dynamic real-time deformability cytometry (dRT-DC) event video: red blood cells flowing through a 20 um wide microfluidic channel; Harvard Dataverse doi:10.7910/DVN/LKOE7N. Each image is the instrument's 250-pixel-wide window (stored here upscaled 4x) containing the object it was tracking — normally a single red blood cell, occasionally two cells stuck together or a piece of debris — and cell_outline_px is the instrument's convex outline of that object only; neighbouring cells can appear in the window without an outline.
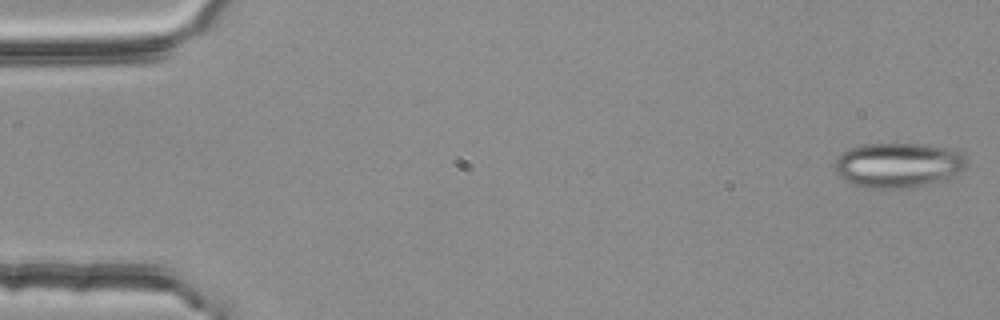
{"species": "common noctule bat (a hibernating species)", "species_latin": "Nyctalus noctula", "temperature_condition": "room temperature", "stored_images_in_passage": 17, "camera_frame_rate_fps": 3000, "um_per_image_px": 0.085, "animal": {"sex": "female", "body_mass_g": 25.1}, "frame": {"image": 1, "passage_image": 1, "time_ms": 0.0, "image_size_px": [1000, 320], "cell_outline_px": [[968, 164], [964, 168], [940, 180], [908, 188], [868, 188], [852, 184], [836, 176], [836, 156], [848, 148], [860, 144], [928, 144], [952, 148], [960, 152], [968, 160]], "centroid_in_image_um": [76.3, 14.01], "position_along_channel_um": 8.7, "area_um2": 34.56}}
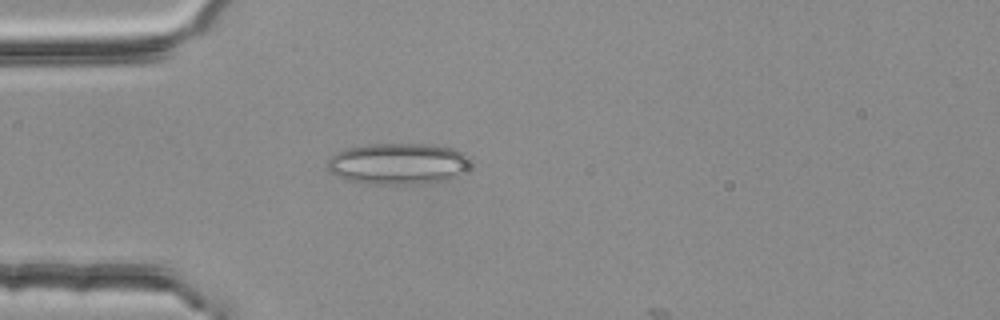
{"frame": {"image": 2, "passage_image": 15, "time_ms": 4.667, "image_size_px": [1000, 320], "cell_outline_px": [[472, 164], [460, 176], [444, 180], [420, 184], [364, 184], [348, 180], [336, 176], [328, 168], [328, 160], [336, 152], [348, 148], [368, 144], [432, 144], [456, 148], [472, 156]], "centroid_in_image_um": [33.93, 13.91], "position_along_channel_um": 51.1, "area_um2": 35.14}}